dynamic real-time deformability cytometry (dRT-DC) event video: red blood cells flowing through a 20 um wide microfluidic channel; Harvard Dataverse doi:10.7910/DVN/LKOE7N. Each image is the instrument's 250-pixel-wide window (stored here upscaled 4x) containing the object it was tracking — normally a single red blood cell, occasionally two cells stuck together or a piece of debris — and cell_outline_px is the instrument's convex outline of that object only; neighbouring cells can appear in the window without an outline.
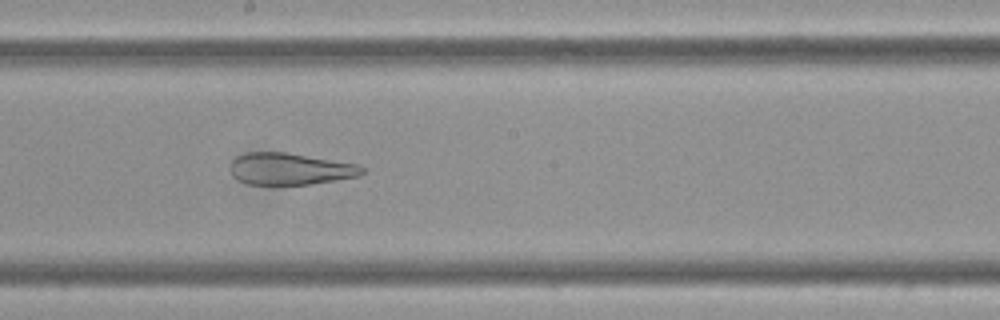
{"species": "Egyptian fruit bat (a non-hibernating species)", "species_latin": "Rousettus aegyptiacus", "temperature_condition": "cold", "stored_images_in_passage": 45, "camera_frame_rate_fps": 3000, "um_per_image_px": 0.085, "frame": {"image": 1, "passage_image": 19, "time_ms": 6.0, "image_size_px": [1000, 320], "cell_outline_px": [[364, 172], [360, 176], [336, 180], [308, 184], [248, 184], [232, 176], [232, 160], [236, 156], [248, 152], [284, 152], [356, 164], [364, 168]], "centroid_in_image_um": [24.66, 14.35], "position_along_channel_um": 223.5, "area_um2": 24.04}}
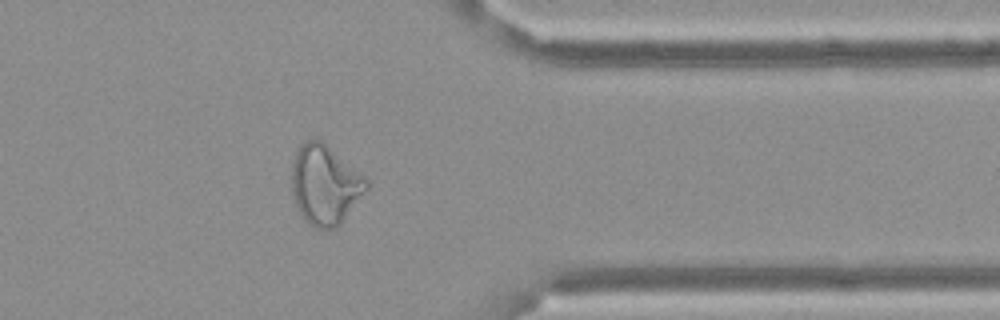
{"frame": {"image": 2, "passage_image": 34, "time_ms": 11.0, "image_size_px": [1000, 320], "cell_outline_px": [[368, 188], [340, 224], [332, 228], [316, 228], [308, 224], [300, 216], [292, 196], [292, 164], [296, 152], [300, 144], [308, 140], [320, 140], [368, 176]], "centroid_in_image_um": [27.63, 15.71], "position_along_channel_um": 383.8, "area_um2": 34.8}}
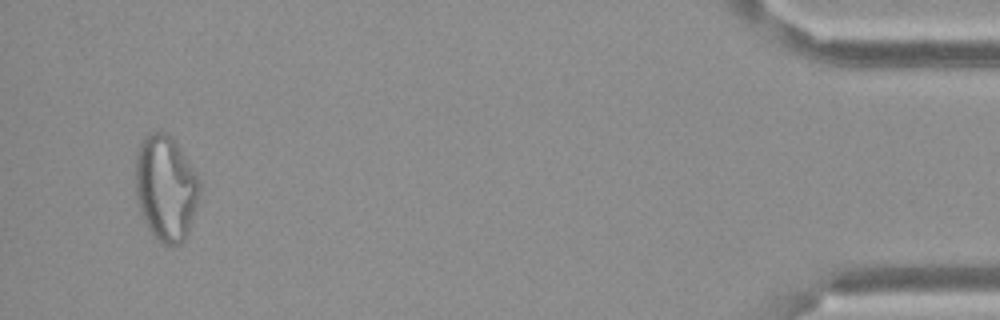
{"frame": {"image": 3, "passage_image": 43, "time_ms": 14.0, "image_size_px": [1000, 320], "cell_outline_px": [[200, 188], [196, 204], [188, 232], [180, 244], [164, 244], [152, 236], [140, 212], [136, 196], [136, 156], [140, 144], [144, 136], [152, 132], [164, 132], [172, 136], [196, 172], [200, 180]], "centroid_in_image_um": [14.08, 15.96], "position_along_channel_um": 421.1, "area_um2": 39.25}}